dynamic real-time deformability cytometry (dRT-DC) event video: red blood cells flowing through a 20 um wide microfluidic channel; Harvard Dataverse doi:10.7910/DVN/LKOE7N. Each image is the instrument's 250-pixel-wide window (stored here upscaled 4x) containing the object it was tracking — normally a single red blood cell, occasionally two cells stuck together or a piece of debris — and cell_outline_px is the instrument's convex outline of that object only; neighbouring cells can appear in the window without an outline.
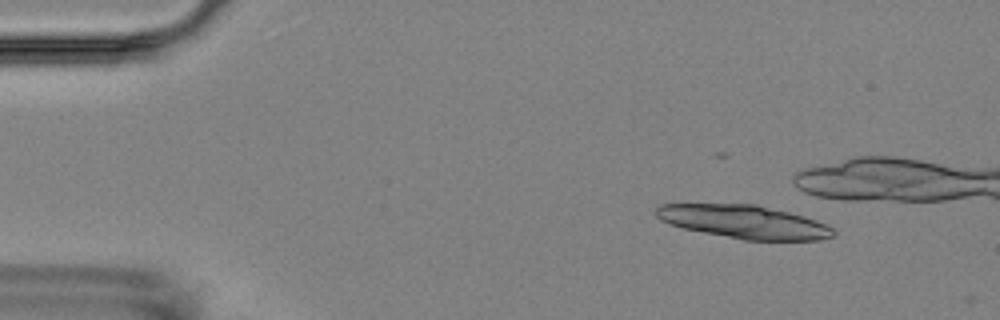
{"species": "Egyptian fruit bat (a non-hibernating species)", "species_latin": "Rousettus aegyptiacus", "temperature_condition": "room temperature", "stored_images_in_passage": 4, "camera_frame_rate_fps": 3000, "um_per_image_px": 0.085, "animal": {"sex": "female"}, "frame": {"image": 1, "passage_image": 1, "time_ms": 0.0, "image_size_px": [1000, 320], "cell_outline_px": [[836, 236], [816, 240], [744, 240], [684, 228], [660, 220], [656, 216], [656, 208], [660, 204], [756, 204], [804, 216], [816, 220], [832, 228], [836, 232]], "centroid_in_image_um": [63.26, 18.85], "position_along_channel_um": 21.7, "area_um2": 34.1}}